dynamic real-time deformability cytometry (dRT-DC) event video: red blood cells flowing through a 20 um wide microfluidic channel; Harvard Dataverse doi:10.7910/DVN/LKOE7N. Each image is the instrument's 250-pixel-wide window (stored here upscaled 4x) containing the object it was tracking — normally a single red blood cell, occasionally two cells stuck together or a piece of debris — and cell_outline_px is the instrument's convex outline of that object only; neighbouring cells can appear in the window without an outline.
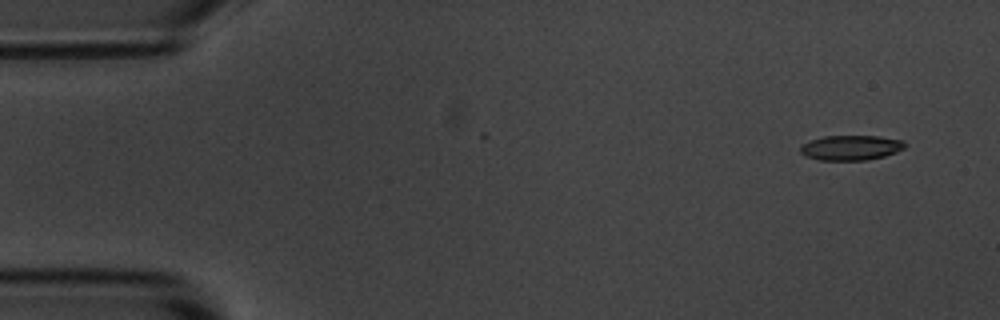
{"species": "common noctule bat (a hibernating species)", "species_latin": "Nyctalus noctula", "temperature_condition": "room temperature", "stored_images_in_passage": 4, "camera_frame_rate_fps": 3000, "um_per_image_px": 0.085, "animal": {"sex": "male", "body_mass_g": 20.1, "forearm_length_mm": 53.5}, "frame": {"image": 1, "passage_image": 1, "time_ms": 0.0, "image_size_px": [1000, 320], "cell_outline_px": [[904, 148], [896, 152], [884, 156], [864, 160], [820, 160], [808, 156], [800, 152], [800, 144], [824, 136], [880, 136], [904, 140]], "centroid_in_image_um": [72.33, 12.54], "position_along_channel_um": 12.7, "area_um2": 15.09}}